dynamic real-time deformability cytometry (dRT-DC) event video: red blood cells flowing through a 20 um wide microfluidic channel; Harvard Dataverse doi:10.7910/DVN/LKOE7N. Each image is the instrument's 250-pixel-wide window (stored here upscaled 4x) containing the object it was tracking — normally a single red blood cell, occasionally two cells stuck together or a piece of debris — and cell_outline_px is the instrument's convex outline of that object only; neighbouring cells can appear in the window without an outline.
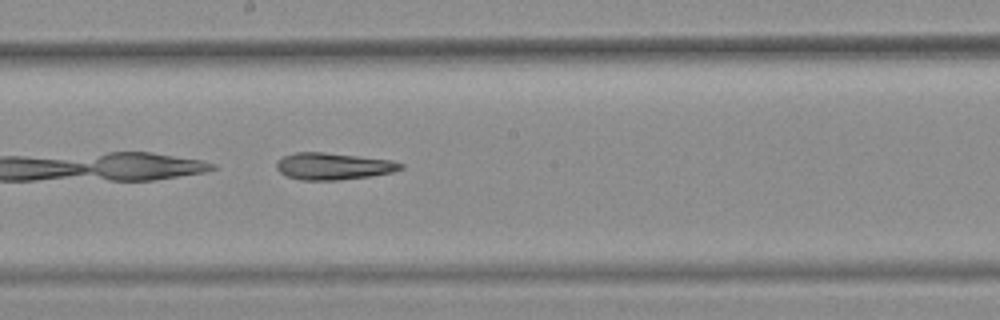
{"species": "common noctule bat (a hibernating species)", "species_latin": "Nyctalus noctula", "temperature_condition": "warm", "stored_images_in_passage": 29, "camera_frame_rate_fps": 3000, "um_per_image_px": 0.085, "animal": {"sex": "female", "body_mass_g": 25.1}, "frame": {"image": 1, "passage_image": 13, "time_ms": 4.0, "image_size_px": [1000, 320], "cell_outline_px": [[404, 168], [392, 172], [372, 176], [336, 180], [300, 180], [288, 176], [280, 172], [276, 168], [276, 164], [284, 156], [296, 152], [324, 152], [392, 160], [404, 164]], "centroid_in_image_um": [28.36, 14.13], "position_along_channel_um": 219.8, "area_um2": 19.36}}
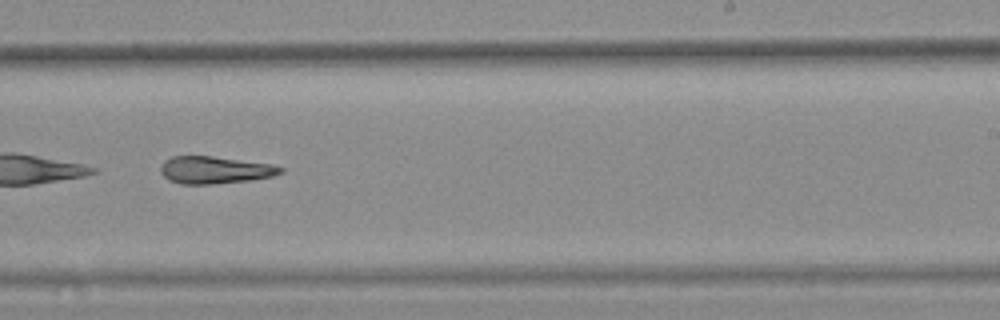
{"frame": {"image": 2, "passage_image": 17, "time_ms": 5.333, "image_size_px": [1000, 320], "cell_outline_px": [[284, 172], [272, 176], [248, 180], [212, 184], [180, 184], [168, 180], [160, 172], [160, 168], [164, 160], [172, 156], [212, 156], [272, 164], [284, 168]], "centroid_in_image_um": [18.24, 14.44], "position_along_channel_um": 270.8, "area_um2": 19.07}}